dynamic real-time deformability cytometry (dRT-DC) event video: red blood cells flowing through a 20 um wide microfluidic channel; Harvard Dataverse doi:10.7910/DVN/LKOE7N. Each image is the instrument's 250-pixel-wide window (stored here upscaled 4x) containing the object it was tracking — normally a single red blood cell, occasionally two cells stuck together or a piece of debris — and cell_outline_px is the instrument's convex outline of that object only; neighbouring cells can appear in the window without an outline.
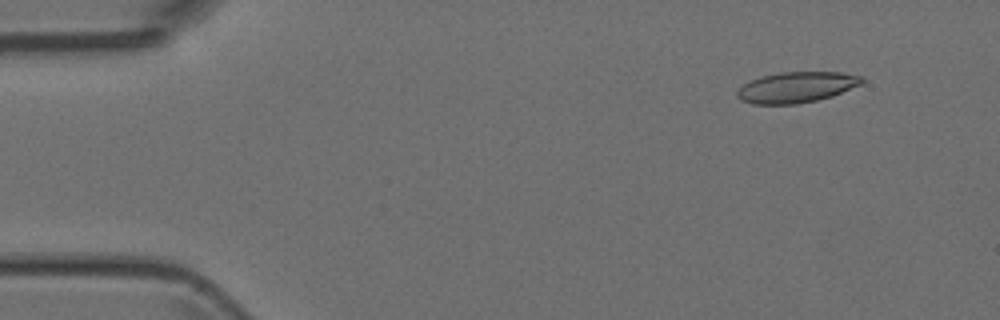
{"species": "Egyptian fruit bat (a non-hibernating species)", "species_latin": "Rousettus aegyptiacus", "temperature_condition": "room temperature", "stored_images_in_passage": 46, "camera_frame_rate_fps": 3000, "um_per_image_px": 0.085, "animal": {"sex": "female"}, "frame": {"image": 1, "passage_image": 5, "time_ms": 1.333, "image_size_px": [1000, 320], "cell_outline_px": [[864, 84], [832, 96], [816, 100], [796, 104], [752, 104], [740, 100], [736, 96], [736, 92], [744, 84], [760, 76], [780, 72], [840, 72], [864, 76]], "centroid_in_image_um": [67.73, 7.41], "position_along_channel_um": 17.3, "area_um2": 22.54}}
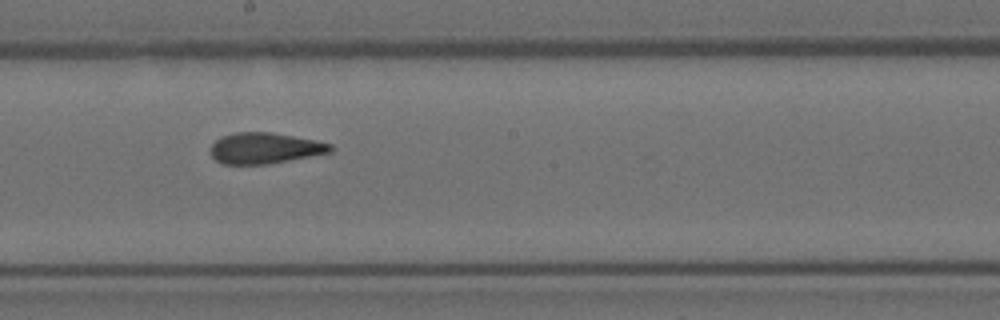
{"frame": {"image": 2, "passage_image": 28, "time_ms": 9.0, "image_size_px": [1000, 320], "cell_outline_px": [[332, 152], [288, 160], [264, 164], [224, 164], [216, 160], [212, 156], [212, 144], [220, 136], [236, 132], [272, 132], [316, 140], [332, 144]], "centroid_in_image_um": [22.51, 12.58], "position_along_channel_um": 225.7, "area_um2": 21.44}}
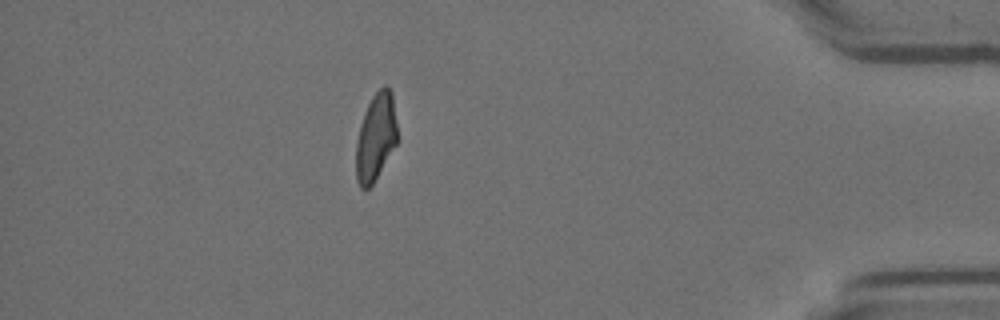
{"frame": {"image": 3, "passage_image": 45, "time_ms": 14.667, "image_size_px": [1000, 320], "cell_outline_px": [[396, 144], [372, 184], [368, 188], [360, 188], [356, 180], [356, 140], [360, 124], [364, 112], [372, 96], [384, 84], [388, 84], [392, 92], [396, 124]], "centroid_in_image_um": [31.92, 11.62], "position_along_channel_um": 403.3, "area_um2": 20.87}}